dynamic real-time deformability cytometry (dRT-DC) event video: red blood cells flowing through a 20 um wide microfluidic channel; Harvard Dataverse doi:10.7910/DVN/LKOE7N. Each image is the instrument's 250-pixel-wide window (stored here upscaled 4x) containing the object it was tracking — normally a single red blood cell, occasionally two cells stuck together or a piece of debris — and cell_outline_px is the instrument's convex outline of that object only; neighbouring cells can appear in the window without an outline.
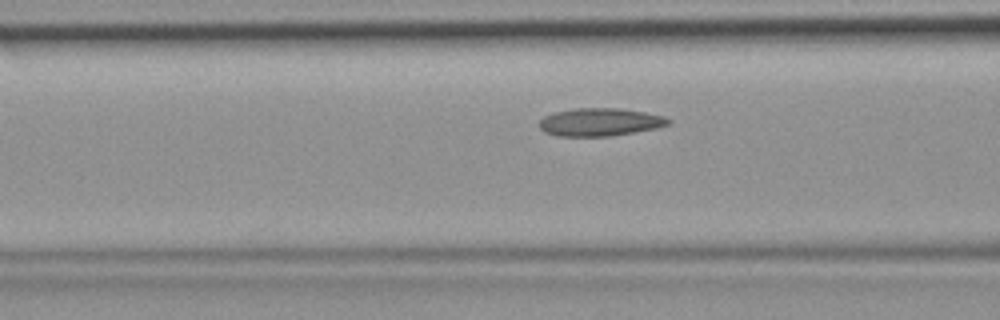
{"species": "common noctule bat (a hibernating species)", "species_latin": "Nyctalus noctula", "temperature_condition": "room temperature", "stored_images_in_passage": 15, "camera_frame_rate_fps": 3000, "um_per_image_px": 0.085, "animal": {"sex": "female", "body_mass_g": 19.9}, "frame": {"image": 1, "passage_image": 13, "time_ms": 4.0, "image_size_px": [1000, 320], "cell_outline_px": [[672, 120], [668, 124], [656, 128], [608, 136], [556, 136], [544, 132], [540, 128], [540, 120], [544, 116], [552, 112], [572, 108], [620, 108], [644, 112], [664, 116]], "centroid_in_image_um": [50.95, 10.36], "position_along_channel_um": 115.6, "area_um2": 20.98}}